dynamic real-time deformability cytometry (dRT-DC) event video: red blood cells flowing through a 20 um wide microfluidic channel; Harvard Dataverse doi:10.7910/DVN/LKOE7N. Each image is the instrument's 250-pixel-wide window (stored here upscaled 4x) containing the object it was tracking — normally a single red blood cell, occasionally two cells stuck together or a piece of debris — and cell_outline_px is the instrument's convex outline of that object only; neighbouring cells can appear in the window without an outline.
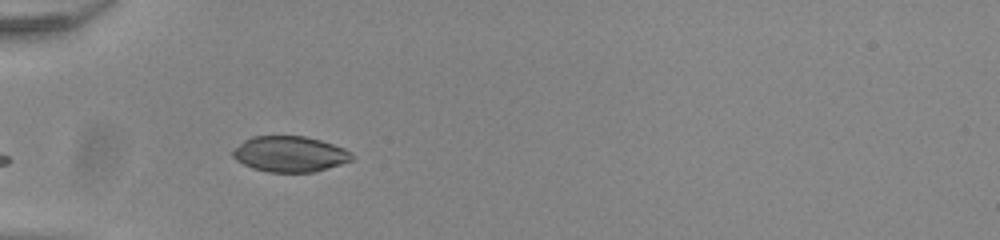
{"species": "common noctule bat (a hibernating species)", "species_latin": "Nyctalus noctula", "temperature_condition": "room temperature", "stored_images_in_passage": 13, "camera_frame_rate_fps": 3000, "um_per_image_px": 0.085, "animal": {"sex": "male", "body_mass_g": 20.0, "forearm_length_mm": 53.3}, "frame": {"image": 1, "passage_image": 1, "time_ms": 0.0, "image_size_px": [1000, 240], "cell_outline_px": [[356, 156], [352, 160], [316, 172], [268, 172], [252, 168], [236, 160], [232, 156], [232, 152], [244, 140], [252, 136], [304, 136], [320, 140], [344, 148], [352, 152]], "centroid_in_image_um": [24.66, 13.1], "position_along_channel_um": 60.3, "area_um2": 24.8}}